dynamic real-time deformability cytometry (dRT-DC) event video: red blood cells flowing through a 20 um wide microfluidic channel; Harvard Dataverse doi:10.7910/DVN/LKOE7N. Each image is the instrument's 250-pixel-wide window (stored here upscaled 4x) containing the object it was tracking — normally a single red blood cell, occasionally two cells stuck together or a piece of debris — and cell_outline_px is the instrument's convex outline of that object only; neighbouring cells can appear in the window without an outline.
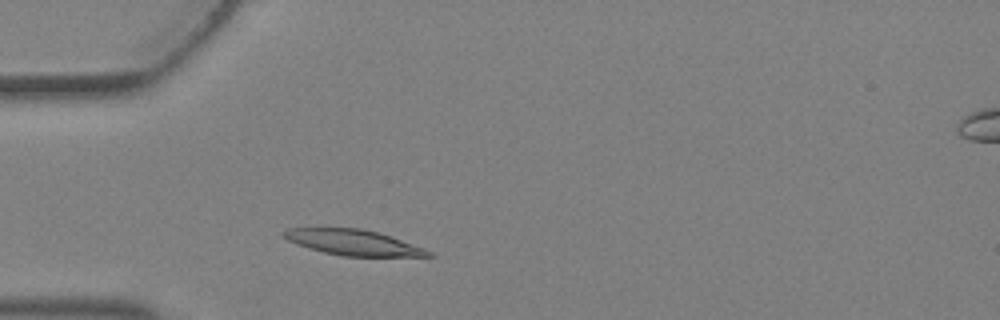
{"species": "Egyptian fruit bat (a non-hibernating species)", "species_latin": "Rousettus aegyptiacus", "temperature_condition": "warm", "stored_images_in_passage": 1, "camera_frame_rate_fps": 3000, "um_per_image_px": 0.085, "animal": {"sex": "female"}, "frame": {"image": 1, "passage_image": 1, "time_ms": 0.0, "image_size_px": [1000, 320], "cell_outline_px": [[436, 256], [344, 256], [324, 252], [308, 248], [296, 244], [288, 240], [280, 232], [288, 228], [360, 228], [376, 232], [424, 248], [432, 252]], "centroid_in_image_um": [29.98, 20.61], "position_along_channel_um": 55.0, "area_um2": 21.21}}